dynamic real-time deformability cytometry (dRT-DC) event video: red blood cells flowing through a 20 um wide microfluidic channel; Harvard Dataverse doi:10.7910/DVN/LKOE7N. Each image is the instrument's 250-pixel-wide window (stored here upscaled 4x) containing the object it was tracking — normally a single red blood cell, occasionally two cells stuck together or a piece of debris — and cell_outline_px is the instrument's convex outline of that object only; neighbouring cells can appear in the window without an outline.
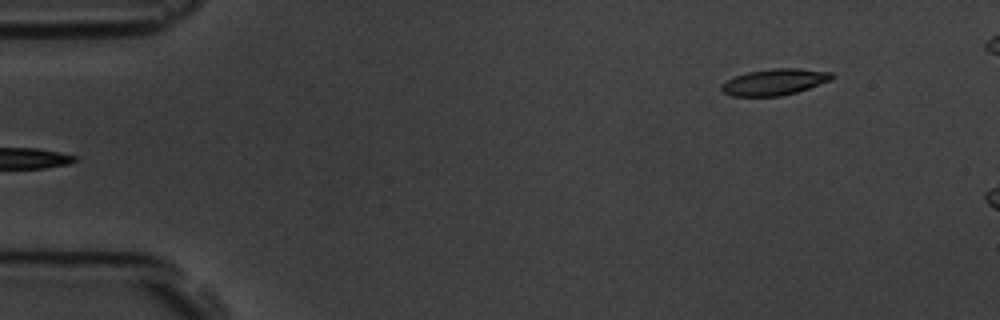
{"species": "common noctule bat (a hibernating species)", "species_latin": "Nyctalus noctula", "temperature_condition": "room temperature", "stored_images_in_passage": 4, "camera_frame_rate_fps": 3000, "um_per_image_px": 0.085, "animal": {"sex": "male", "body_mass_g": 19.5, "forearm_length_mm": 54.6}, "frame": {"image": 1, "passage_image": 4, "time_ms": 3.333, "image_size_px": [1000, 320], "cell_outline_px": [[836, 76], [832, 80], [796, 92], [780, 96], [732, 96], [724, 92], [720, 88], [720, 84], [736, 76], [748, 72], [772, 68], [796, 68], [832, 72]], "centroid_in_image_um": [65.86, 6.96], "position_along_channel_um": 19.1, "area_um2": 16.88}}